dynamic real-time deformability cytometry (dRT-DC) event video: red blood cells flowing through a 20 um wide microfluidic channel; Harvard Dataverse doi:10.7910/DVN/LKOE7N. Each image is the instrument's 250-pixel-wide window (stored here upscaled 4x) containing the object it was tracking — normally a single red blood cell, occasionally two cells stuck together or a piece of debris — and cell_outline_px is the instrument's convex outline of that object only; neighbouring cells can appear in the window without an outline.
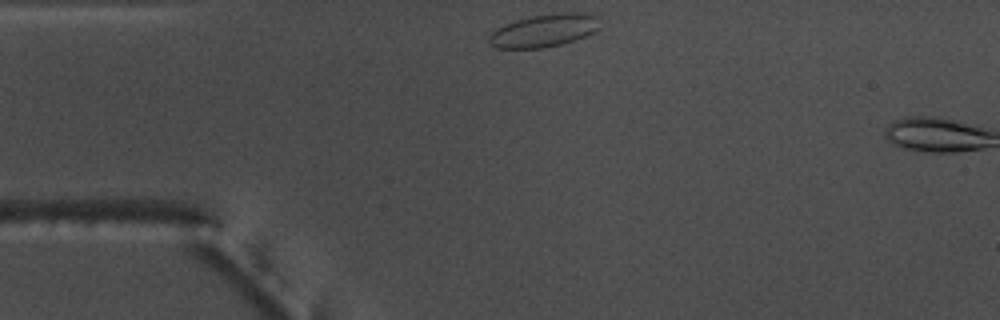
{"species": "common noctule bat (a hibernating species)", "species_latin": "Nyctalus noctula", "temperature_condition": "warm", "stored_images_in_passage": 3, "camera_frame_rate_fps": 3000, "um_per_image_px": 0.085, "animal": {"sex": "male", "body_mass_g": 17.5, "forearm_length_mm": 52.3}, "frame": {"image": 1, "passage_image": 1, "time_ms": 0.0, "image_size_px": [1000, 320], "cell_outline_px": [[600, 28], [584, 36], [560, 44], [544, 48], [496, 48], [488, 44], [488, 36], [496, 28], [504, 24], [516, 20], [532, 16], [560, 12], [592, 12], [600, 16]], "centroid_in_image_um": [46.27, 2.57], "position_along_channel_um": 38.7, "area_um2": 21.5}}